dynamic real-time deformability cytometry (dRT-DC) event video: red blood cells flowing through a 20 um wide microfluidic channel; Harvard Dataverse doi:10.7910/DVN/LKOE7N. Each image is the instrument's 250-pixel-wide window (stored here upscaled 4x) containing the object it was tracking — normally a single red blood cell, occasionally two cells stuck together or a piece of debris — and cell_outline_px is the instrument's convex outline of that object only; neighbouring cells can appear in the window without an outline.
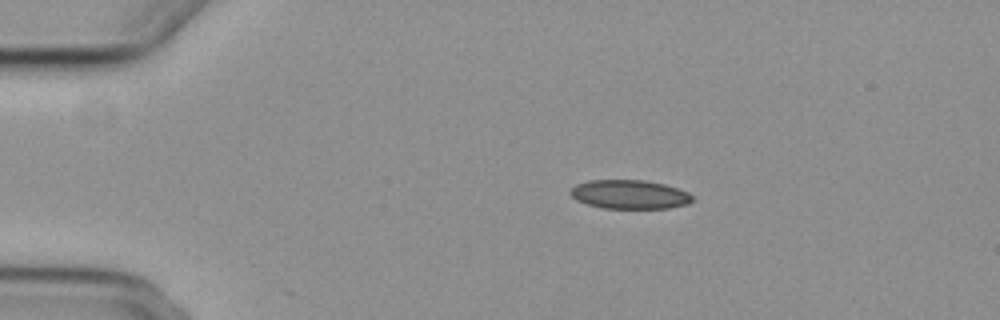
{"species": "common noctule bat (a hibernating species)", "species_latin": "Nyctalus noctula", "temperature_condition": "cold", "stored_images_in_passage": 7, "camera_frame_rate_fps": 3000, "um_per_image_px": 0.085, "animal": {"sex": "female", "body_mass_g": 29.2, "forearm_length_mm": 56.3}, "frame": {"image": 1, "passage_image": 1, "time_ms": 0.0, "image_size_px": [1000, 320], "cell_outline_px": [[692, 200], [688, 204], [668, 208], [604, 208], [588, 204], [576, 200], [568, 192], [576, 184], [588, 180], [644, 180], [664, 184], [688, 192], [692, 196]], "centroid_in_image_um": [53.49, 16.52], "position_along_channel_um": 31.5, "area_um2": 20.46}}
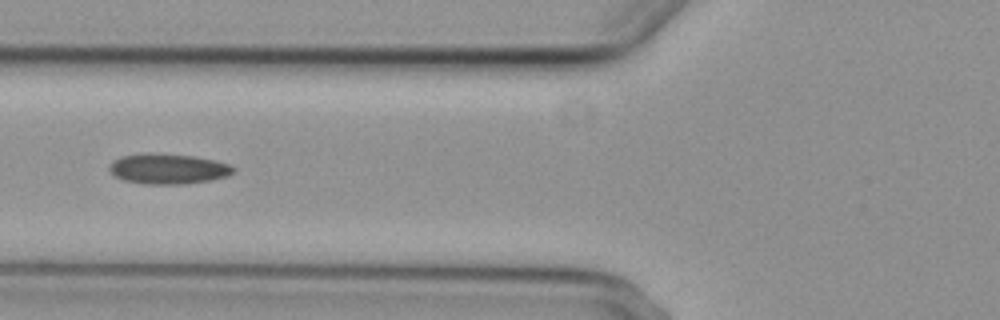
{"frame": {"image": 2, "passage_image": 4, "time_ms": 3.667, "image_size_px": [1000, 320], "cell_outline_px": [[236, 172], [228, 176], [212, 180], [184, 184], [144, 184], [124, 180], [116, 176], [108, 168], [108, 164], [112, 160], [120, 156], [144, 152], [152, 152], [196, 156], [216, 160], [232, 164], [236, 168]], "centroid_in_image_um": [14.32, 14.33], "position_along_channel_um": 111.5, "area_um2": 22.54}}
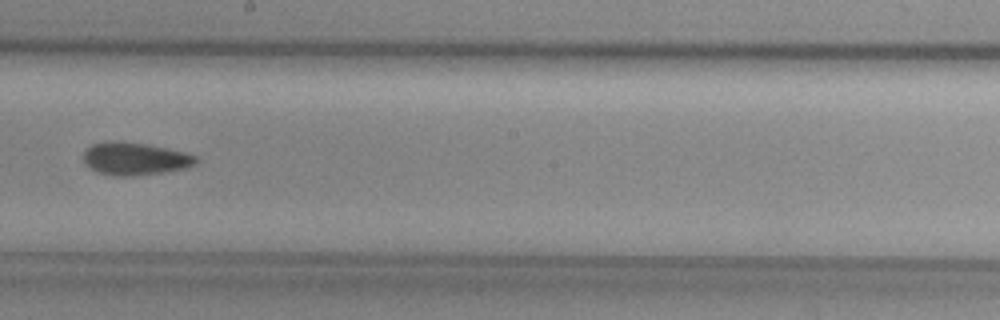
{"frame": {"image": 3, "passage_image": 7, "time_ms": 7.0, "image_size_px": [1000, 320], "cell_outline_px": [[200, 160], [196, 164], [188, 168], [132, 176], [116, 176], [96, 172], [84, 164], [84, 152], [92, 144], [108, 140], [120, 140], [144, 144], [184, 152], [196, 156]], "centroid_in_image_um": [11.45, 13.49], "position_along_channel_um": 236.7, "area_um2": 21.5}}